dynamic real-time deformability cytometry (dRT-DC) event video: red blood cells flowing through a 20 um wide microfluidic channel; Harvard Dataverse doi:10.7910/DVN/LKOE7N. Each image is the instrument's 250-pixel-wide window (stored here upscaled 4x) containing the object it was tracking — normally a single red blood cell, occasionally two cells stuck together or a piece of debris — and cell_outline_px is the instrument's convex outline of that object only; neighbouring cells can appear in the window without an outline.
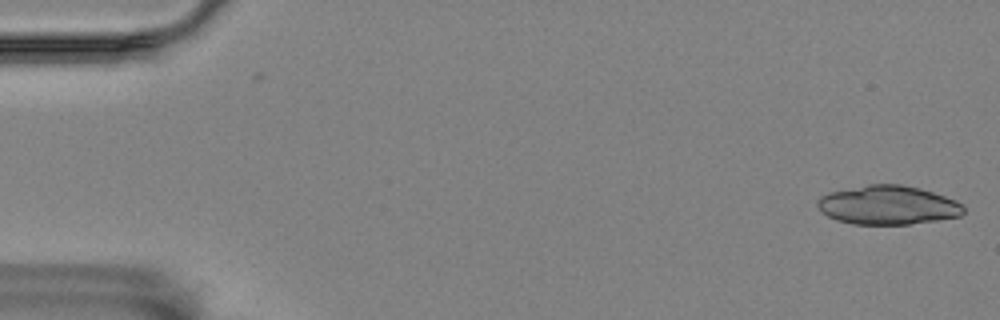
{"species": "Egyptian fruit bat (a non-hibernating species)", "species_latin": "Rousettus aegyptiacus", "temperature_condition": "room temperature", "stored_images_in_passage": 30, "camera_frame_rate_fps": 3000, "um_per_image_px": 0.085, "animal": {"sex": "female"}, "frame": {"image": 1, "passage_image": 1, "time_ms": 0.0, "image_size_px": [1000, 320], "cell_outline_px": [[964, 212], [960, 216], [936, 220], [908, 224], [852, 224], [836, 220], [828, 216], [816, 204], [816, 200], [820, 196], [828, 192], [868, 184], [900, 184], [920, 188], [956, 200], [964, 204]], "centroid_in_image_um": [75.46, 17.43], "position_along_channel_um": 9.5, "area_um2": 33.18}}